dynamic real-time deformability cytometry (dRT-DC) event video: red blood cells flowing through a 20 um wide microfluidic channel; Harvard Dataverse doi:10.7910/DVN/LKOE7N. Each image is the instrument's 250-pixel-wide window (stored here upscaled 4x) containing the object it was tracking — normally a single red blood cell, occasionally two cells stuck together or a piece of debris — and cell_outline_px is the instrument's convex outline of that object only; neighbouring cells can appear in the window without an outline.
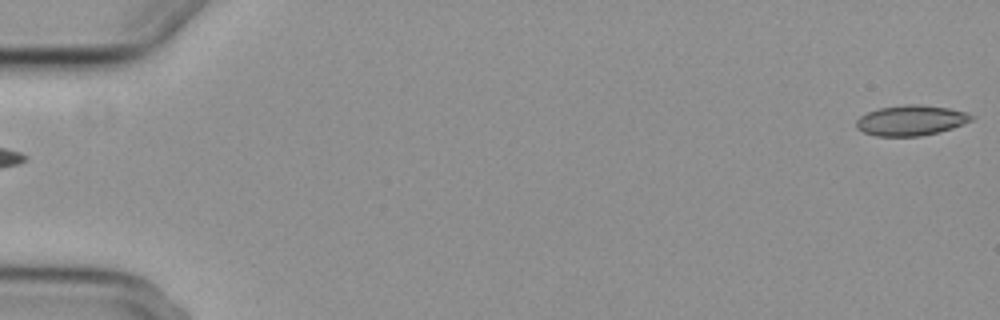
{"species": "common noctule bat (a hibernating species)", "species_latin": "Nyctalus noctula", "temperature_condition": "cold", "stored_images_in_passage": 6, "segment_of_instrument_passage": [2, 2], "camera_frame_rate_fps": 3000, "um_per_image_px": 0.085, "animal": {"sex": "female", "body_mass_g": 29.2, "forearm_length_mm": 56.3}, "frame": {"image": 1, "passage_image": 6, "time_ms": 6.667, "image_size_px": [1000, 320], "cell_outline_px": [[976, 116], [972, 120], [952, 128], [920, 136], [876, 136], [864, 132], [856, 128], [856, 120], [860, 116], [868, 112], [880, 108], [904, 104], [920, 104], [948, 108], [968, 112]], "centroid_in_image_um": [77.44, 10.22], "position_along_channel_um": 7.6, "area_um2": 20.35}}